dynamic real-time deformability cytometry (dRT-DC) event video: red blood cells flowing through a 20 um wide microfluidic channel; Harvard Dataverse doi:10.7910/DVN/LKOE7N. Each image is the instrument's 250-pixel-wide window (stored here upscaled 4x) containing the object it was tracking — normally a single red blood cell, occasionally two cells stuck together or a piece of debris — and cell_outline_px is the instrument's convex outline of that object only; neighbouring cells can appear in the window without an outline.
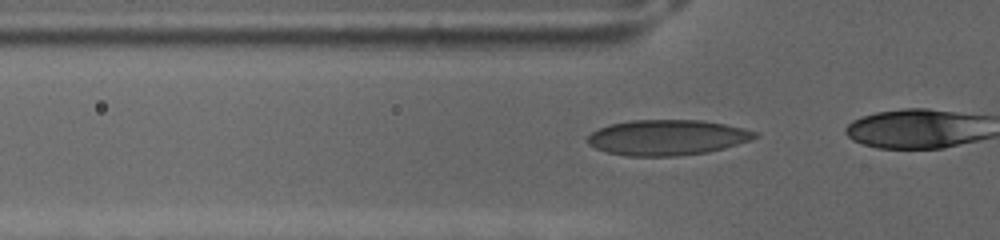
{"species": "human", "species_latin": "Homo sapiens", "temperature_condition": "cold", "stored_images_in_passage": 17, "camera_frame_rate_fps": 3000, "um_per_image_px": 0.085, "donor": {"sex": "female"}, "frame": {"image": 1, "passage_image": 13, "time_ms": 4.0, "image_size_px": [1000, 240], "cell_outline_px": [[760, 136], [752, 140], [724, 148], [708, 152], [676, 156], [628, 156], [608, 152], [596, 148], [588, 144], [588, 136], [592, 132], [600, 128], [612, 124], [632, 120], [700, 120], [724, 124], [744, 128], [756, 132]], "centroid_in_image_um": [56.75, 11.69], "position_along_channel_um": 69.1, "area_um2": 34.45}}